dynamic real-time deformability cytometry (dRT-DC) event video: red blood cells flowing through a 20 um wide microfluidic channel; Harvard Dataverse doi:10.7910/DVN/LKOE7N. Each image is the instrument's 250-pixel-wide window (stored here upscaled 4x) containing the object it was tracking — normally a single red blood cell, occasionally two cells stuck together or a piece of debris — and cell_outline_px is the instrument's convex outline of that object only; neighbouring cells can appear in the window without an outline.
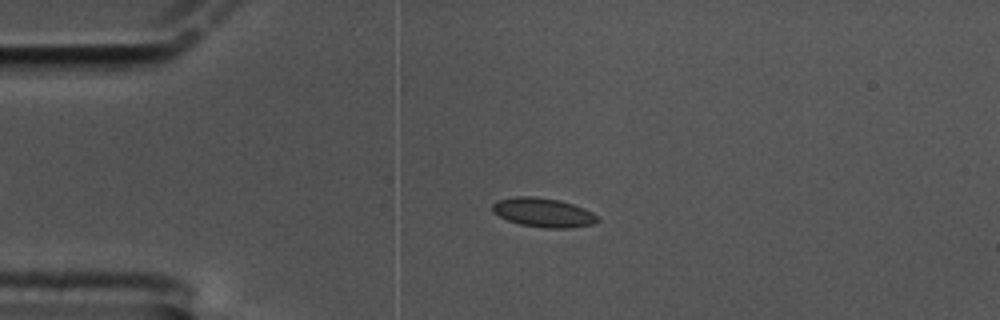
{"species": "common noctule bat (a hibernating species)", "species_latin": "Nyctalus noctula", "temperature_condition": "cold", "stored_images_in_passage": 59, "camera_frame_rate_fps": 3000, "um_per_image_px": 0.085, "animal": {"sex": "male", "body_mass_g": 17.5, "forearm_length_mm": 52.3}, "frame": {"image": 1, "passage_image": 13, "time_ms": 4.0, "image_size_px": [1000, 320], "cell_outline_px": [[600, 220], [592, 224], [568, 228], [544, 228], [520, 224], [508, 220], [492, 212], [492, 204], [496, 200], [516, 196], [532, 196], [560, 200], [584, 208], [592, 212]], "centroid_in_image_um": [46.15, 18.06], "position_along_channel_um": 38.8, "area_um2": 17.8}}
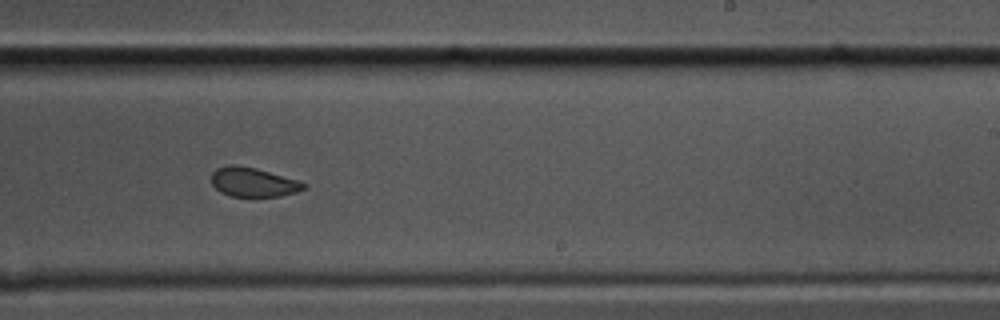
{"frame": {"image": 2, "passage_image": 36, "time_ms": 11.667, "image_size_px": [1000, 320], "cell_outline_px": [[308, 188], [296, 192], [280, 196], [232, 196], [220, 192], [212, 184], [212, 172], [216, 168], [228, 164], [232, 164], [256, 168], [296, 180], [308, 184]], "centroid_in_image_um": [21.52, 15.48], "position_along_channel_um": 267.5, "area_um2": 15.66}}
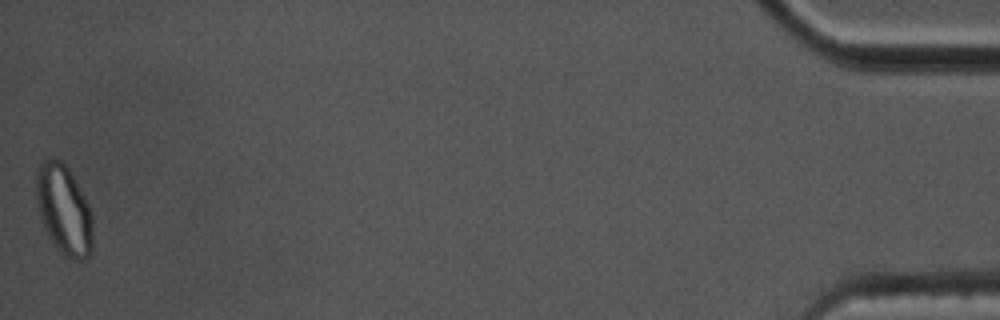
{"frame": {"image": 3, "passage_image": 59, "time_ms": 19.333, "image_size_px": [1000, 320], "cell_outline_px": [[92, 252], [84, 260], [72, 260], [64, 256], [56, 248], [48, 236], [44, 228], [36, 200], [36, 172], [40, 164], [44, 160], [52, 156], [56, 156], [68, 168], [84, 196], [88, 204], [92, 216]], "centroid_in_image_um": [5.42, 17.84], "position_along_channel_um": 429.8, "area_um2": 29.77}, "authors_computed_cell_mechanics": {"area_um2": 16.8198, "velocity_mm_per_s": 3.3613, "shape_relaxation_time_tau1_ms": 7.6661, "shape_relaxation_time_tau2_ms": 0.9953, "deformation_change_tau1": 0.1349, "deformation_change_tau2": 0.0546}}